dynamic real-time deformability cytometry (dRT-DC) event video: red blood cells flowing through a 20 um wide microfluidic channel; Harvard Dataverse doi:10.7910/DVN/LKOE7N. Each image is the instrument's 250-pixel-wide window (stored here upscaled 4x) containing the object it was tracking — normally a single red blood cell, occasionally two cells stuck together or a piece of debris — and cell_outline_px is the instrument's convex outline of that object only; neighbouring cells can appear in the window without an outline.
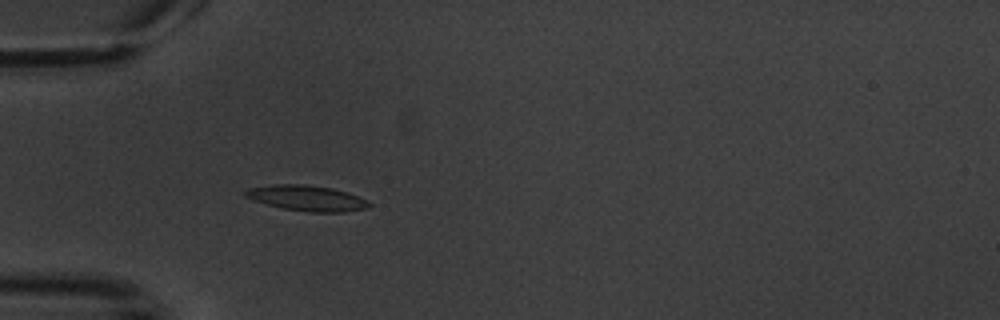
{"species": "common noctule bat (a hibernating species)", "species_latin": "Nyctalus noctula", "temperature_condition": "warm", "stored_images_in_passage": 5, "camera_frame_rate_fps": 3000, "um_per_image_px": 0.085, "animal": {"sex": "male", "body_mass_g": 20.1, "forearm_length_mm": 53.5}, "frame": {"image": 1, "passage_image": 5, "time_ms": 4.667, "image_size_px": [1000, 320], "cell_outline_px": [[372, 204], [368, 208], [344, 212], [312, 212], [284, 208], [252, 200], [244, 196], [244, 192], [248, 188], [272, 184], [304, 184], [332, 188], [368, 200]], "centroid_in_image_um": [26.07, 16.83], "position_along_channel_um": 58.9, "area_um2": 18.26}}